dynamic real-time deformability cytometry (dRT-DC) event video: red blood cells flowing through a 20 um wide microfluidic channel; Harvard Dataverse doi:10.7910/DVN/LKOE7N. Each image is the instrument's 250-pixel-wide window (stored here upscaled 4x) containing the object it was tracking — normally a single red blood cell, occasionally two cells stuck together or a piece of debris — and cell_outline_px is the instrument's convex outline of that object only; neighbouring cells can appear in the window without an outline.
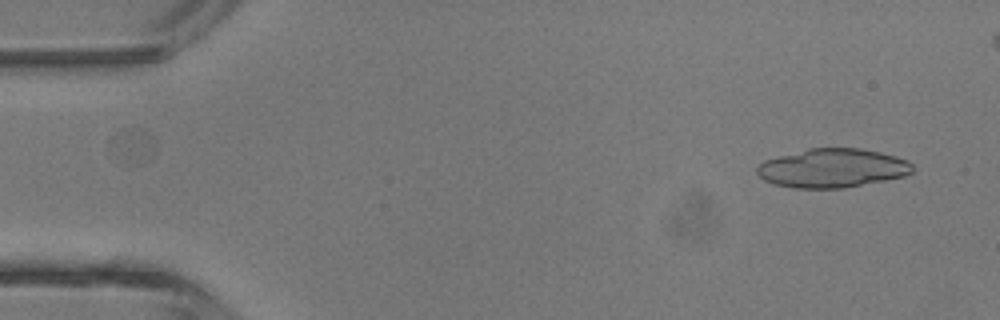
{"species": "common noctule bat (a hibernating species)", "species_latin": "Nyctalus noctula", "temperature_condition": "room temperature", "stored_images_in_passage": 4, "camera_frame_rate_fps": 3000, "um_per_image_px": 0.085, "animal": {"sex": "male", "body_mass_g": 13.3}, "frame": {"image": 1, "passage_image": 1, "time_ms": 0.0, "image_size_px": [1000, 320], "cell_outline_px": [[912, 172], [904, 176], [844, 188], [792, 188], [772, 184], [764, 180], [756, 172], [756, 168], [764, 160], [808, 148], [860, 148], [880, 152], [896, 156], [908, 160], [912, 164]], "centroid_in_image_um": [70.73, 14.29], "position_along_channel_um": 14.3, "area_um2": 35.26}}